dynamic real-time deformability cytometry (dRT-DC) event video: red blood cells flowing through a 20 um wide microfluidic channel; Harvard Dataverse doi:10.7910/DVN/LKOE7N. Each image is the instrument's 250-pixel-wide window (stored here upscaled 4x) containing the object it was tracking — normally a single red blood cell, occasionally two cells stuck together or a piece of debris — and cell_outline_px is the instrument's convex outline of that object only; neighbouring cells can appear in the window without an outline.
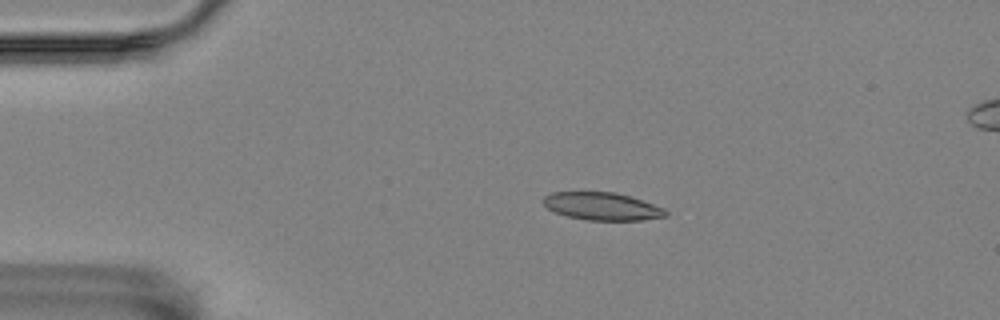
{"species": "Egyptian fruit bat (a non-hibernating species)", "species_latin": "Rousettus aegyptiacus", "temperature_condition": "room temperature", "stored_images_in_passage": 21, "camera_frame_rate_fps": 3000, "um_per_image_px": 0.085, "animal": {"sex": "female"}, "frame": {"image": 1, "passage_image": 12, "time_ms": 3.667, "image_size_px": [1000, 320], "cell_outline_px": [[668, 216], [644, 220], [588, 220], [564, 216], [548, 208], [544, 204], [544, 196], [552, 192], [616, 192], [664, 208], [668, 212]], "centroid_in_image_um": [51.18, 17.54], "position_along_channel_um": 33.8, "area_um2": 19.65}}